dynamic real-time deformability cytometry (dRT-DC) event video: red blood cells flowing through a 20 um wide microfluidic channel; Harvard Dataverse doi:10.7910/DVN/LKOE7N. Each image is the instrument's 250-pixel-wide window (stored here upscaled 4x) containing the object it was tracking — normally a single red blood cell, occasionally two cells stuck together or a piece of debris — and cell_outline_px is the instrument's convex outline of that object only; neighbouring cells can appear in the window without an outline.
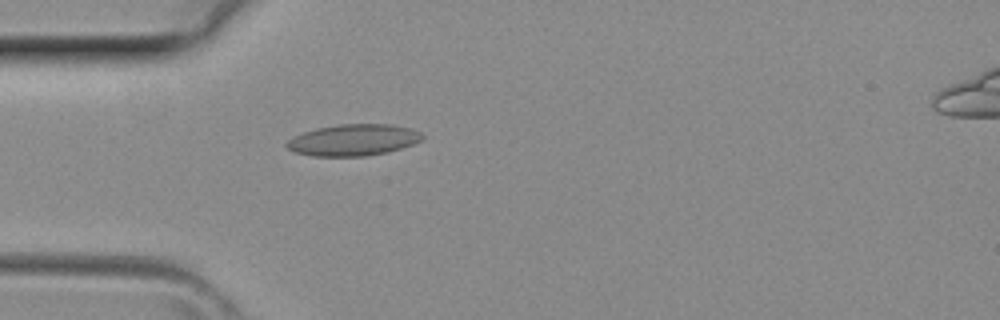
{"species": "common noctule bat (a hibernating species)", "species_latin": "Nyctalus noctula", "temperature_condition": "room temperature", "stored_images_in_passage": 2, "camera_frame_rate_fps": 3000, "um_per_image_px": 0.085, "animal": {"sex": "female", "body_mass_g": 29.2, "forearm_length_mm": 56.3}, "frame": {"image": 1, "passage_image": 2, "time_ms": 0.333, "image_size_px": [1000, 320], "cell_outline_px": [[424, 140], [388, 152], [364, 156], [312, 156], [296, 152], [288, 148], [284, 144], [292, 136], [316, 128], [340, 124], [392, 124], [408, 128], [420, 132], [424, 136]], "centroid_in_image_um": [30.03, 11.9], "position_along_channel_um": 55.0, "area_um2": 24.85}}